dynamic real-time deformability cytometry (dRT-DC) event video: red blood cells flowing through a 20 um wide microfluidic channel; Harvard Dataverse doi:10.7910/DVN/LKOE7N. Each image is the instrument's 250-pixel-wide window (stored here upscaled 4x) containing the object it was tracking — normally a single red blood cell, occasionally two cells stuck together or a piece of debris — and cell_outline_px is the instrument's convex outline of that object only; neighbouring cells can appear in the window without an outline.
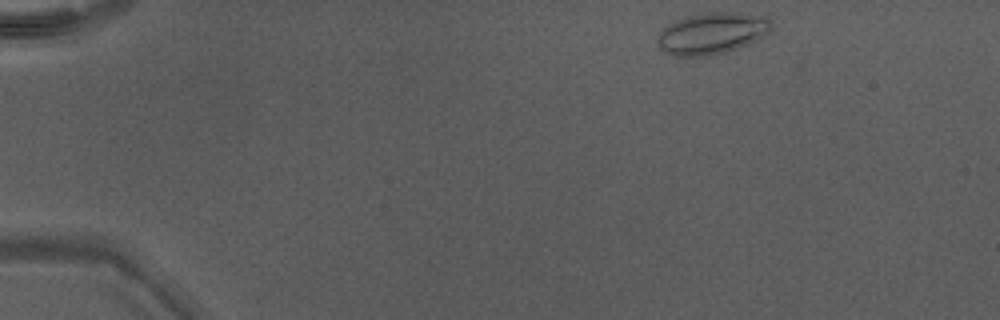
{"species": "Egyptian fruit bat (a non-hibernating species)", "species_latin": "Rousettus aegyptiacus", "temperature_condition": "warm", "stored_images_in_passage": 42, "camera_frame_rate_fps": 3000, "um_per_image_px": 0.085, "animal": {"sex": "male"}, "frame": {"image": 1, "passage_image": 1, "time_ms": 0.0, "image_size_px": [1000, 320], "cell_outline_px": [[772, 28], [768, 32], [756, 40], [736, 48], [724, 52], [704, 56], [672, 56], [664, 52], [660, 48], [656, 40], [660, 32], [668, 24], [676, 20], [688, 16], [708, 12], [736, 12], [768, 16], [772, 20]], "centroid_in_image_um": [60.52, 2.82], "position_along_channel_um": 24.5, "area_um2": 27.57}}
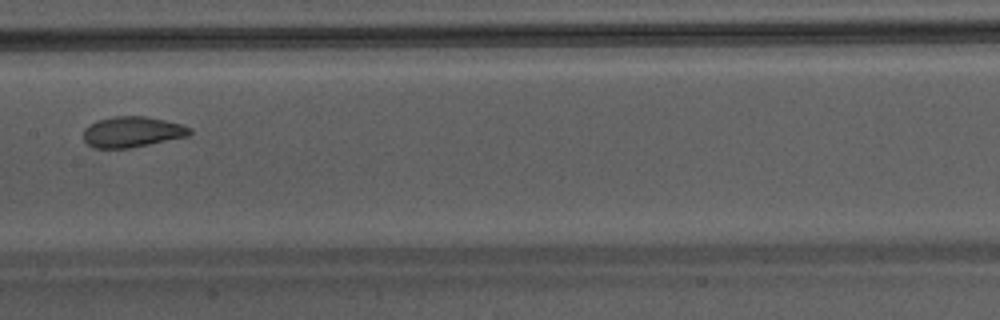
{"frame": {"image": 2, "passage_image": 20, "time_ms": 6.333, "image_size_px": [1000, 320], "cell_outline_px": [[192, 132], [188, 136], [128, 148], [92, 148], [84, 140], [84, 128], [88, 124], [96, 120], [112, 116], [144, 116], [164, 120], [180, 124], [192, 128]], "centroid_in_image_um": [11.2, 11.2], "position_along_channel_um": 196.2, "area_um2": 19.02}}
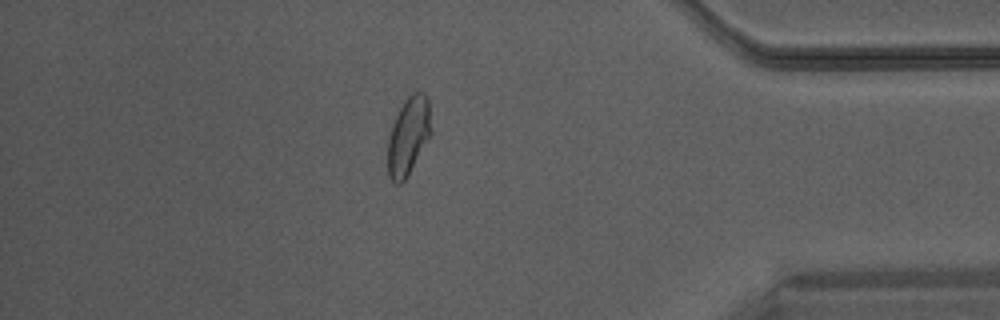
{"frame": {"image": 3, "passage_image": 36, "time_ms": 11.667, "image_size_px": [1000, 320], "cell_outline_px": [[432, 136], [404, 180], [400, 184], [396, 184], [388, 176], [388, 140], [392, 124], [404, 100], [412, 92], [424, 92], [428, 96], [432, 132]], "centroid_in_image_um": [34.74, 11.53], "position_along_channel_um": 400.5, "area_um2": 19.88}}